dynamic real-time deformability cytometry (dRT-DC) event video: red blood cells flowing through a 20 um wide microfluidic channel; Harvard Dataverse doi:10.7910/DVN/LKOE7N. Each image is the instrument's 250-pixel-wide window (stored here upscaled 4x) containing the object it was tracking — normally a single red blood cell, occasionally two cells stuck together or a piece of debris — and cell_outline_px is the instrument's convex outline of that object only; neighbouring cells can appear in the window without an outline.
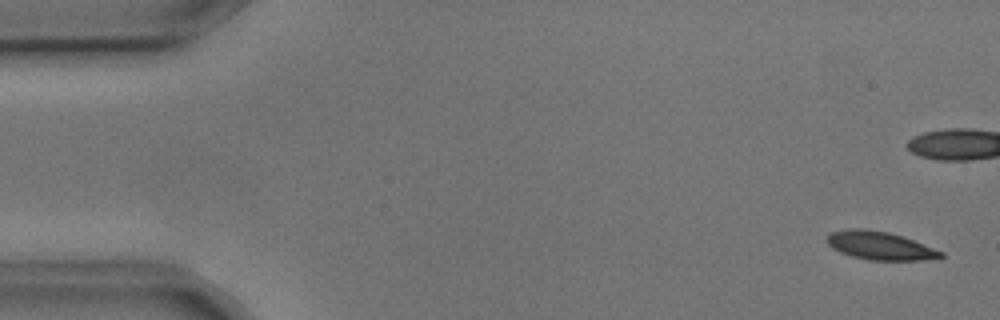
{"species": "common noctule bat (a hibernating species)", "species_latin": "Nyctalus noctula", "temperature_condition": "cold", "stored_images_in_passage": 10, "camera_frame_rate_fps": 3000, "um_per_image_px": 0.085, "animal": {"sex": "male", "body_mass_g": 17.9, "forearm_length_mm": 54.2}, "frame": {"image": 1, "passage_image": 1, "time_ms": 0.0, "image_size_px": [1000, 320], "cell_outline_px": [[944, 256], [924, 260], [868, 260], [852, 256], [840, 252], [832, 248], [828, 244], [828, 236], [832, 232], [848, 228], [864, 228], [888, 232], [912, 240], [944, 252]], "centroid_in_image_um": [74.77, 20.88], "position_along_channel_um": 10.2, "area_um2": 18.5}}
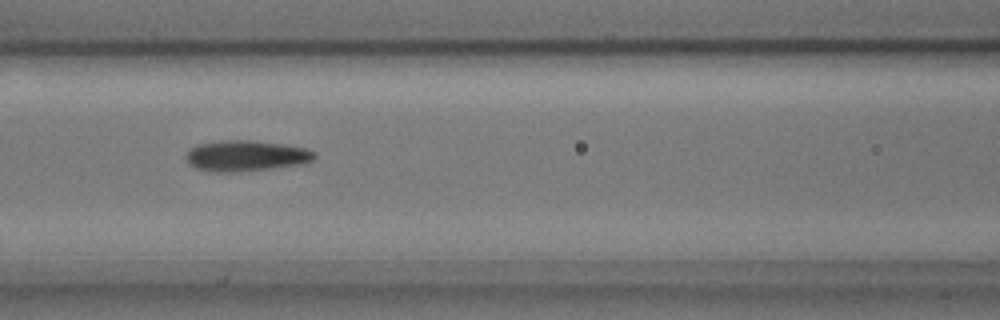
{"frame": {"image": 2, "passage_image": 7, "time_ms": 2.0, "image_size_px": [1000, 320], "cell_outline_px": [[316, 156], [312, 160], [304, 164], [272, 168], [236, 172], [212, 172], [196, 168], [188, 164], [184, 156], [188, 148], [196, 144], [220, 140], [252, 140], [284, 144], [304, 148], [316, 152]], "centroid_in_image_um": [20.85, 13.24], "position_along_channel_um": 145.7, "area_um2": 23.47}}
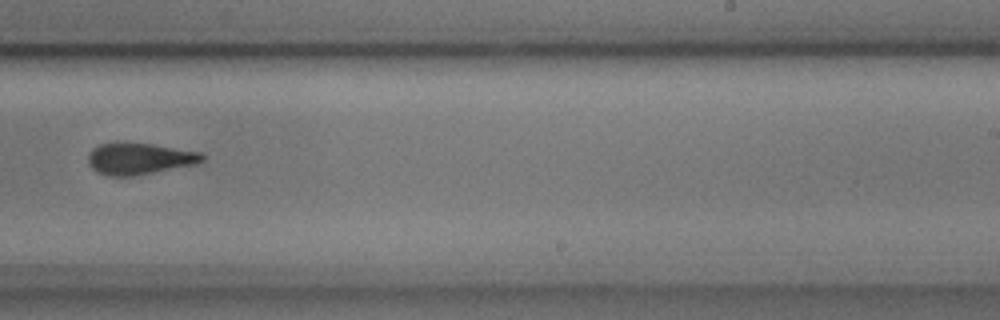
{"frame": {"image": 3, "passage_image": 10, "time_ms": 3.0, "image_size_px": [1000, 320], "cell_outline_px": [[204, 160], [196, 164], [132, 176], [108, 176], [96, 172], [88, 164], [88, 152], [92, 148], [100, 144], [116, 140], [128, 140], [200, 152], [204, 156]], "centroid_in_image_um": [11.77, 13.45], "position_along_channel_um": 277.2, "area_um2": 21.56}}